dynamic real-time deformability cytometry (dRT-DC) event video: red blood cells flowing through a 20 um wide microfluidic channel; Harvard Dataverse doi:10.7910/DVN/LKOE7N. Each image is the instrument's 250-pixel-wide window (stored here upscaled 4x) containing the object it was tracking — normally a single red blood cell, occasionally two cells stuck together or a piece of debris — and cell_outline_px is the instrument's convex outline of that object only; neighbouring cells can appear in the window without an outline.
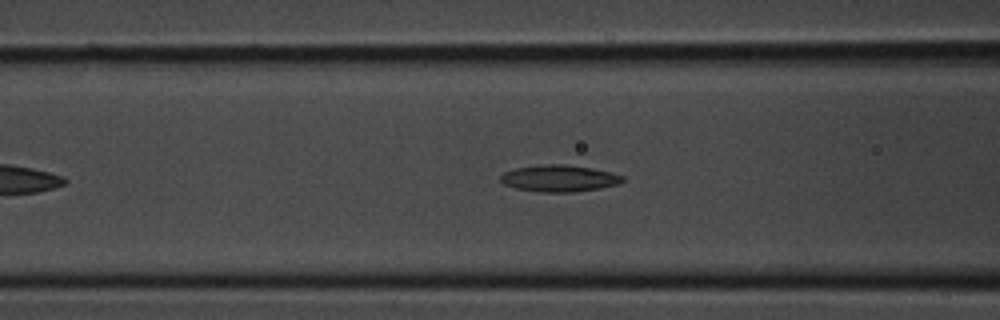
{"species": "common noctule bat (a hibernating species)", "species_latin": "Nyctalus noctula", "temperature_condition": "room temperature", "stored_images_in_passage": 30, "camera_frame_rate_fps": 3000, "um_per_image_px": 0.085, "animal": {"sex": "male", "body_mass_g": 20.1, "forearm_length_mm": 53.5}, "frame": {"image": 1, "passage_image": 9, "time_ms": 2.667, "image_size_px": [1000, 320], "cell_outline_px": [[624, 180], [620, 184], [600, 188], [572, 192], [540, 192], [516, 188], [504, 184], [500, 180], [500, 176], [504, 172], [516, 168], [544, 164], [564, 164], [592, 168], [624, 176]], "centroid_in_image_um": [47.53, 15.16], "position_along_channel_um": 119.1, "area_um2": 18.9}}
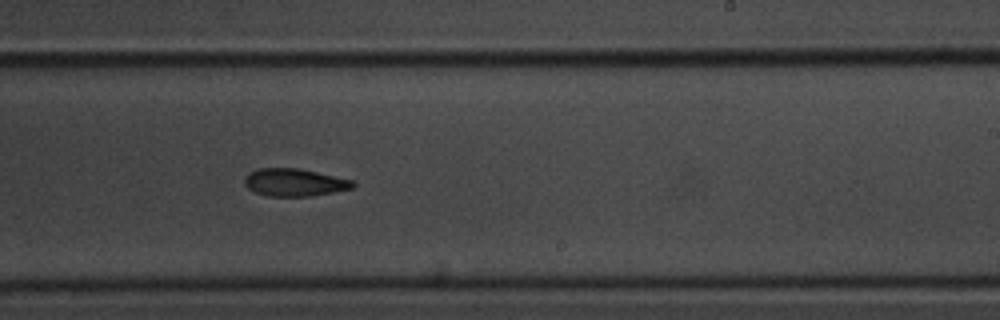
{"frame": {"image": 2, "passage_image": 17, "time_ms": 5.333, "image_size_px": [1000, 320], "cell_outline_px": [[356, 184], [352, 188], [312, 196], [268, 196], [256, 192], [248, 188], [244, 184], [244, 176], [248, 172], [256, 168], [300, 168], [356, 180]], "centroid_in_image_um": [25.04, 15.49], "position_along_channel_um": 264.0, "area_um2": 17.69}}
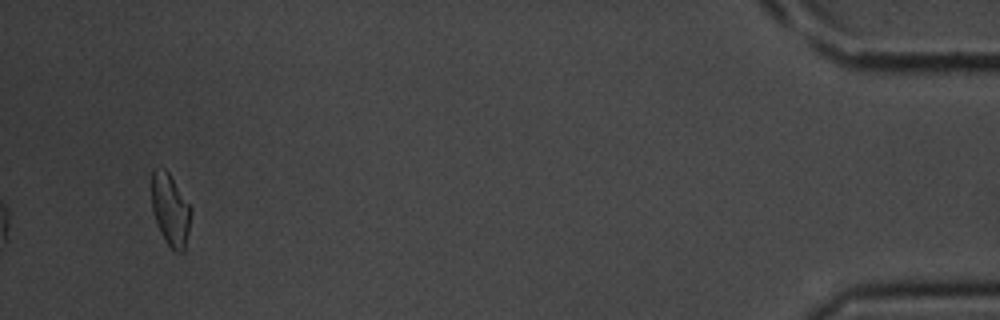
{"frame": {"image": 3, "passage_image": 30, "time_ms": 9.667, "image_size_px": [1000, 320], "cell_outline_px": [[192, 208], [188, 232], [184, 252], [176, 252], [164, 240], [160, 232], [152, 212], [152, 172], [164, 168], [168, 172]], "centroid_in_image_um": [14.49, 17.87], "position_along_channel_um": 420.7, "area_um2": 16.3}}